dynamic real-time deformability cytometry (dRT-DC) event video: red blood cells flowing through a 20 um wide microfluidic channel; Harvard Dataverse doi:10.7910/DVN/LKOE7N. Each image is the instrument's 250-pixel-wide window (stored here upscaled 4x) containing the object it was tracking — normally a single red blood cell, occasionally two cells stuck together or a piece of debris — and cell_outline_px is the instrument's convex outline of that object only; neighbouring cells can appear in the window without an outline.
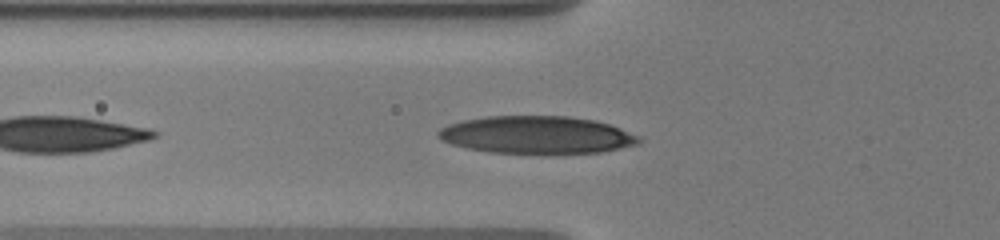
{"species": "human", "species_latin": "Homo sapiens", "temperature_condition": "warm", "stored_images_in_passage": 12, "camera_frame_rate_fps": 3000, "um_per_image_px": 0.085, "donor": {"sex": "male"}, "frame": {"image": 1, "passage_image": 4, "time_ms": 1.0, "image_size_px": [1000, 240], "cell_outline_px": [[644, 140], [640, 144], [600, 152], [488, 152], [468, 148], [452, 144], [440, 140], [436, 136], [436, 132], [440, 128], [448, 124], [464, 120], [488, 116], [568, 116], [596, 120], [620, 128], [640, 136]], "centroid_in_image_um": [45.62, 11.45], "position_along_channel_um": 80.2, "area_um2": 43.64}}
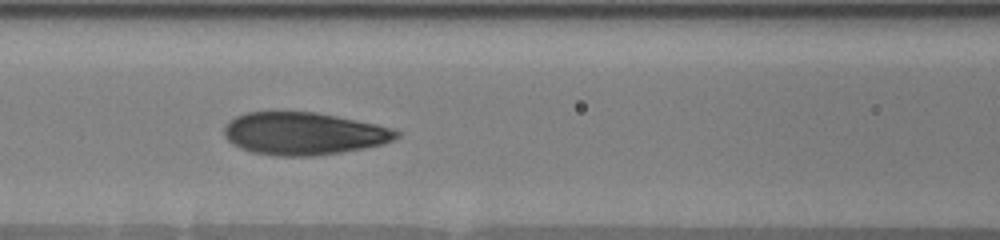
{"frame": {"image": 2, "passage_image": 9, "time_ms": 2.667, "image_size_px": [1000, 240], "cell_outline_px": [[400, 136], [392, 140], [380, 144], [364, 148], [340, 152], [312, 156], [280, 156], [252, 152], [240, 148], [232, 144], [224, 136], [224, 128], [236, 116], [248, 112], [316, 112], [396, 128], [400, 132]], "centroid_in_image_um": [25.83, 11.35], "position_along_channel_um": 140.8, "area_um2": 42.48}}